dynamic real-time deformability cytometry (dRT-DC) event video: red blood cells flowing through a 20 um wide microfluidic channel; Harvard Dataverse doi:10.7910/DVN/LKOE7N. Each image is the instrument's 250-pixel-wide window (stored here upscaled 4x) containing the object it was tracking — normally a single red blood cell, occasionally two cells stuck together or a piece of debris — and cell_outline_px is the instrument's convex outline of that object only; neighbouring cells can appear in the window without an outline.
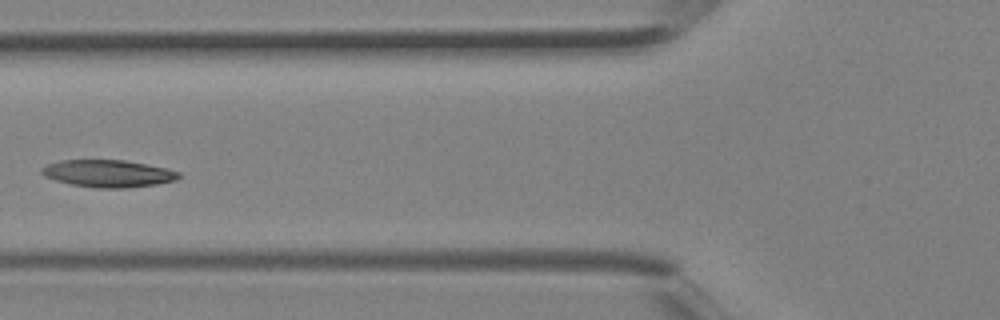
{"species": "Egyptian fruit bat (a non-hibernating species)", "species_latin": "Rousettus aegyptiacus", "temperature_condition": "room temperature", "stored_images_in_passage": 4, "camera_frame_rate_fps": 3000, "um_per_image_px": 0.085, "animal": {"sex": "female"}, "frame": {"image": 1, "passage_image": 4, "time_ms": 1.0, "image_size_px": [1000, 320], "cell_outline_px": [[180, 176], [176, 180], [156, 184], [128, 188], [100, 188], [72, 184], [56, 180], [44, 176], [40, 172], [40, 168], [48, 164], [60, 160], [124, 160], [148, 164], [168, 168], [180, 172]], "centroid_in_image_um": [9.21, 14.74], "position_along_channel_um": 116.6, "area_um2": 21.79}}